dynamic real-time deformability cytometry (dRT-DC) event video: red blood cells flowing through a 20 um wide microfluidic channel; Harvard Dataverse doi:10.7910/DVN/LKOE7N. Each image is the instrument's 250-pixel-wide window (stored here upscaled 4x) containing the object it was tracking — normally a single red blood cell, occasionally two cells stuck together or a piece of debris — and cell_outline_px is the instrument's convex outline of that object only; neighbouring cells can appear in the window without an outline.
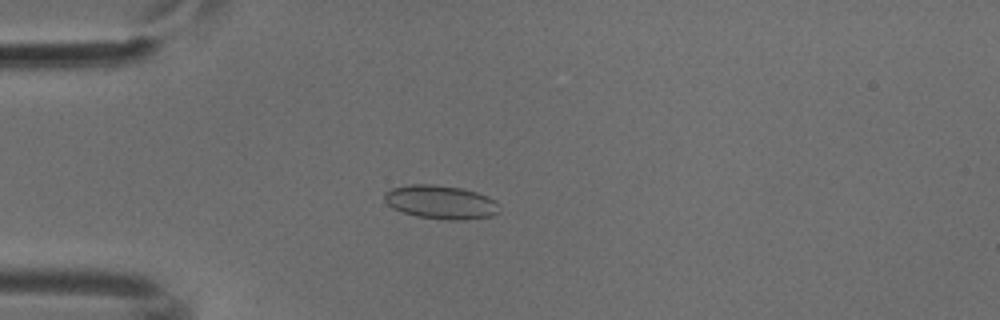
{"species": "common noctule bat (a hibernating species)", "species_latin": "Nyctalus noctula", "temperature_condition": "cold", "stored_images_in_passage": 52, "camera_frame_rate_fps": 3000, "um_per_image_px": 0.085, "animal": {"sex": "male", "body_mass_g": 18.8}, "frame": {"image": 1, "passage_image": 14, "time_ms": 4.333, "image_size_px": [1000, 320], "cell_outline_px": [[496, 212], [492, 216], [464, 220], [448, 220], [416, 216], [392, 208], [384, 200], [384, 192], [392, 188], [408, 184], [432, 184], [464, 188], [488, 196], [496, 200]], "centroid_in_image_um": [37.43, 17.17], "position_along_channel_um": 47.6, "area_um2": 22.54}}
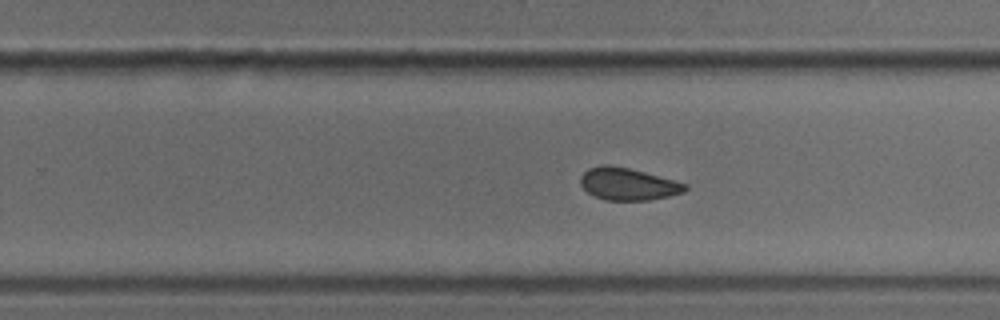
{"frame": {"image": 2, "passage_image": 33, "time_ms": 10.667, "image_size_px": [1000, 320], "cell_outline_px": [[688, 188], [684, 192], [668, 196], [648, 200], [604, 200], [588, 192], [580, 184], [580, 176], [588, 168], [604, 164], [608, 164], [628, 168], [644, 172], [688, 184]], "centroid_in_image_um": [53.36, 15.64], "position_along_channel_um": 276.4, "area_um2": 19.54}}
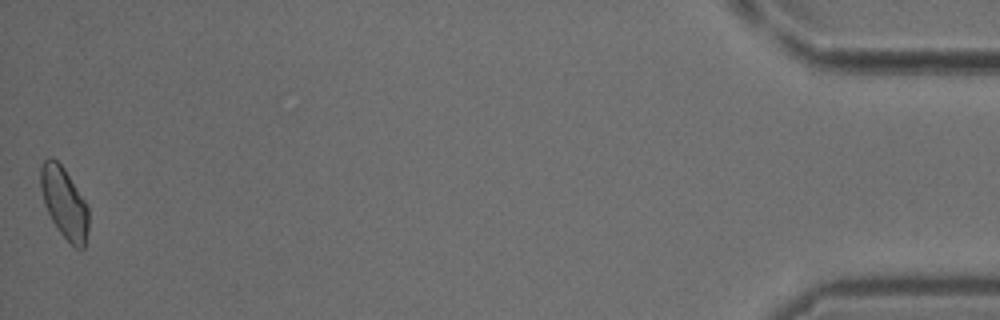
{"frame": {"image": 3, "passage_image": 52, "time_ms": 17.0, "image_size_px": [1000, 320], "cell_outline_px": [[88, 228], [84, 248], [76, 248], [60, 232], [52, 220], [44, 204], [40, 188], [40, 168], [44, 160], [48, 156], [52, 156], [64, 168], [84, 200], [88, 208]], "centroid_in_image_um": [5.44, 17.2], "position_along_channel_um": 429.8, "area_um2": 19.59}}